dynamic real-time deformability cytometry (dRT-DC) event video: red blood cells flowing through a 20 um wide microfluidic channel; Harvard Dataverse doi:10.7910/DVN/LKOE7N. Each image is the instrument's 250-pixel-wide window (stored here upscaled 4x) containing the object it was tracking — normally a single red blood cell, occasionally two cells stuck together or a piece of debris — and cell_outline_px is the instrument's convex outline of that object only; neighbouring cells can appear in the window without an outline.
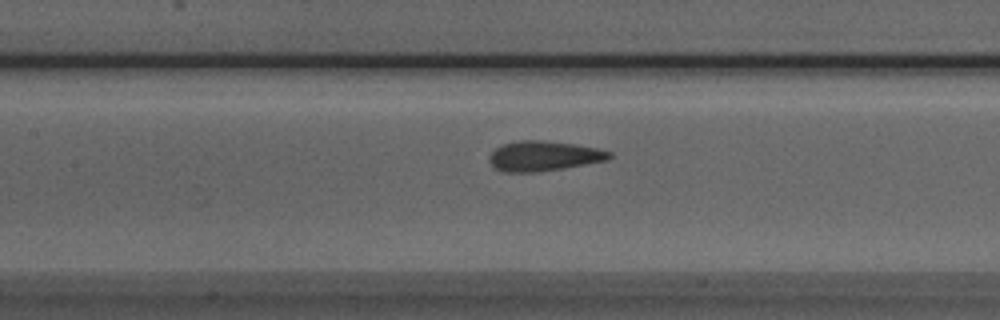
{"species": "Egyptian fruit bat (a non-hibernating species)", "species_latin": "Rousettus aegyptiacus", "temperature_condition": "room temperature", "stored_images_in_passage": 31, "camera_frame_rate_fps": 3000, "um_per_image_px": 0.085, "animal": {"sex": "male"}, "frame": {"image": 1, "passage_image": 10, "time_ms": 3.0, "image_size_px": [1000, 320], "cell_outline_px": [[612, 156], [608, 160], [564, 168], [536, 172], [504, 172], [496, 168], [488, 160], [488, 156], [496, 148], [504, 144], [520, 140], [540, 140], [572, 144], [596, 148], [612, 152]], "centroid_in_image_um": [46.21, 13.26], "position_along_channel_um": 161.2, "area_um2": 20.81}}
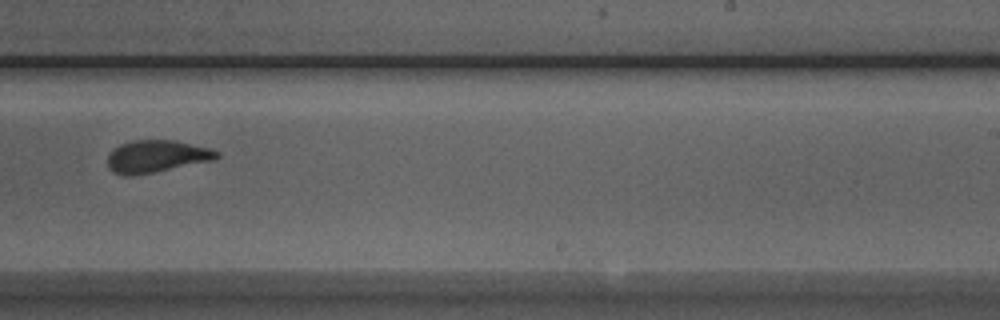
{"frame": {"image": 2, "passage_image": 19, "time_ms": 6.0, "image_size_px": [1000, 320], "cell_outline_px": [[220, 156], [212, 160], [132, 176], [124, 176], [112, 172], [108, 168], [108, 156], [120, 144], [132, 140], [176, 140], [212, 148], [220, 152]], "centroid_in_image_um": [13.31, 13.28], "position_along_channel_um": 275.7, "area_um2": 20.46}}
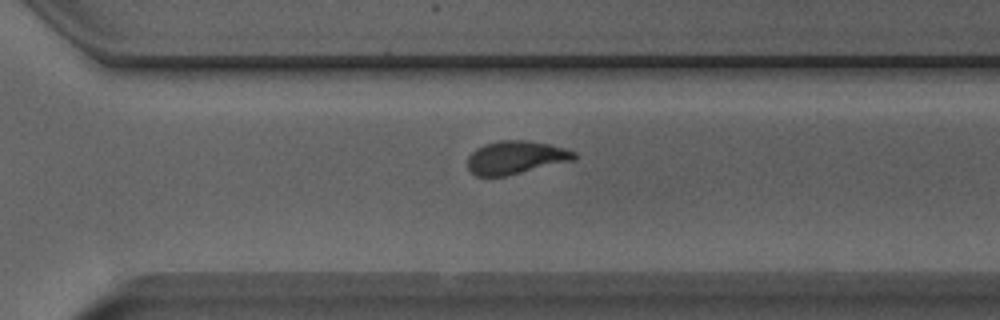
{"frame": {"image": 3, "passage_image": 23, "time_ms": 7.333, "image_size_px": [1000, 320], "cell_outline_px": [[576, 156], [572, 160], [504, 176], [476, 176], [468, 168], [468, 156], [476, 148], [484, 144], [500, 140], [524, 140], [548, 144], [564, 148], [576, 152]], "centroid_in_image_um": [43.79, 13.37], "position_along_channel_um": 326.8, "area_um2": 20.23}, "authors_computed_cell_mechanics": {"area_um2": 20.808, "velocity_mm_per_s": 3.8283, "shape_relaxation_time_tau1_ms": 6.6776, "shape_relaxation_time_tau2_ms": 0.9767, "deformation_change_tau1": 0.1654, "deformation_change_tau2": 0.0884}}